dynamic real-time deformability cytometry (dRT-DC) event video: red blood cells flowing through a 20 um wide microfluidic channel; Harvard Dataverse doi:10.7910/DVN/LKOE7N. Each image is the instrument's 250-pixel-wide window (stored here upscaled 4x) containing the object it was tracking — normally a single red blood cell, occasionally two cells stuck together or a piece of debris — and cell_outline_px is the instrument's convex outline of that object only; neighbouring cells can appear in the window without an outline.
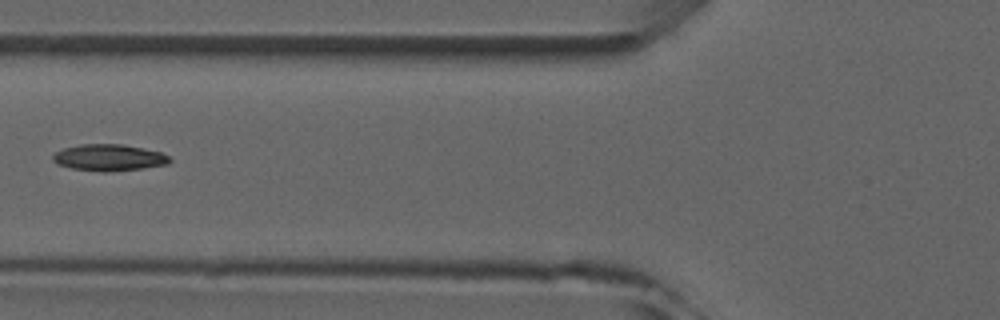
{"species": "common noctule bat (a hibernating species)", "species_latin": "Nyctalus noctula", "temperature_condition": "room temperature", "stored_images_in_passage": 6, "camera_frame_rate_fps": 3000, "um_per_image_px": 0.085, "animal": {"sex": "male", "forearm_length_mm": 52.5}, "frame": {"image": 1, "passage_image": 6, "time_ms": 5.667, "image_size_px": [1000, 320], "cell_outline_px": [[172, 160], [168, 164], [140, 168], [104, 172], [72, 168], [56, 164], [52, 160], [52, 156], [56, 152], [64, 148], [84, 144], [124, 144], [160, 152], [168, 156]], "centroid_in_image_um": [9.24, 13.39], "position_along_channel_um": 116.6, "area_um2": 17.86}}